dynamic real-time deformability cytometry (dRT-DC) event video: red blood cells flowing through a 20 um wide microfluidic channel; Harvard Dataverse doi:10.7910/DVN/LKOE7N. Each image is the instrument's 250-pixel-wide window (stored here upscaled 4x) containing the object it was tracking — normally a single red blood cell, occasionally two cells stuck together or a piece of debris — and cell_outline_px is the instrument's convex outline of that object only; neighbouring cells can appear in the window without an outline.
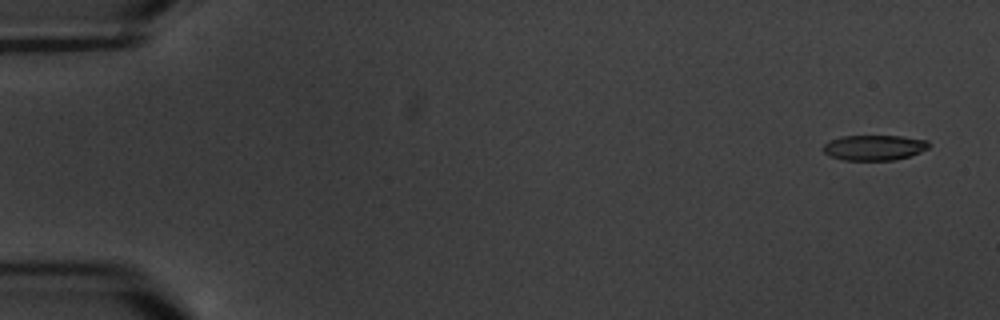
{"species": "common noctule bat (a hibernating species)", "species_latin": "Nyctalus noctula", "temperature_condition": "warm", "stored_images_in_passage": 5, "camera_frame_rate_fps": 3000, "um_per_image_px": 0.085, "animal": {"sex": "male", "body_mass_g": 20.1, "forearm_length_mm": 53.5}, "frame": {"image": 1, "passage_image": 1, "time_ms": 0.0, "image_size_px": [1000, 320], "cell_outline_px": [[932, 144], [928, 148], [920, 152], [908, 156], [892, 160], [844, 160], [828, 156], [820, 148], [824, 144], [840, 136], [900, 136], [928, 140]], "centroid_in_image_um": [74.29, 12.54], "position_along_channel_um": 10.7, "area_um2": 15.66}}
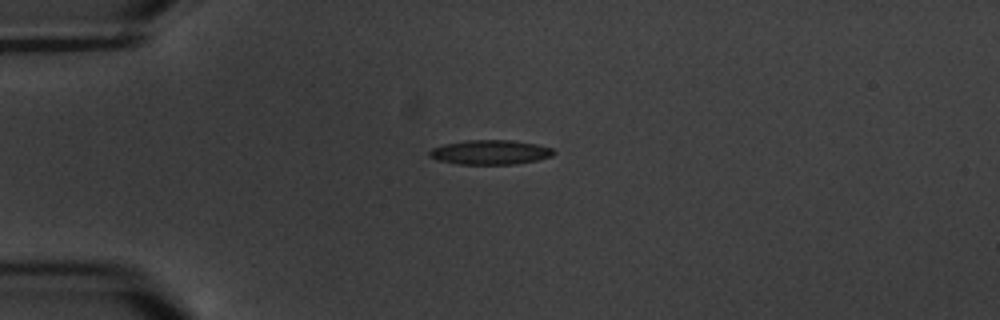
{"frame": {"image": 2, "passage_image": 4, "time_ms": 4.333, "image_size_px": [1000, 320], "cell_outline_px": [[556, 152], [552, 156], [536, 160], [516, 164], [460, 164], [436, 160], [428, 156], [428, 152], [432, 148], [444, 144], [468, 140], [512, 140], [536, 144], [552, 148]], "centroid_in_image_um": [41.65, 12.94], "position_along_channel_um": 43.3, "area_um2": 17.74}}